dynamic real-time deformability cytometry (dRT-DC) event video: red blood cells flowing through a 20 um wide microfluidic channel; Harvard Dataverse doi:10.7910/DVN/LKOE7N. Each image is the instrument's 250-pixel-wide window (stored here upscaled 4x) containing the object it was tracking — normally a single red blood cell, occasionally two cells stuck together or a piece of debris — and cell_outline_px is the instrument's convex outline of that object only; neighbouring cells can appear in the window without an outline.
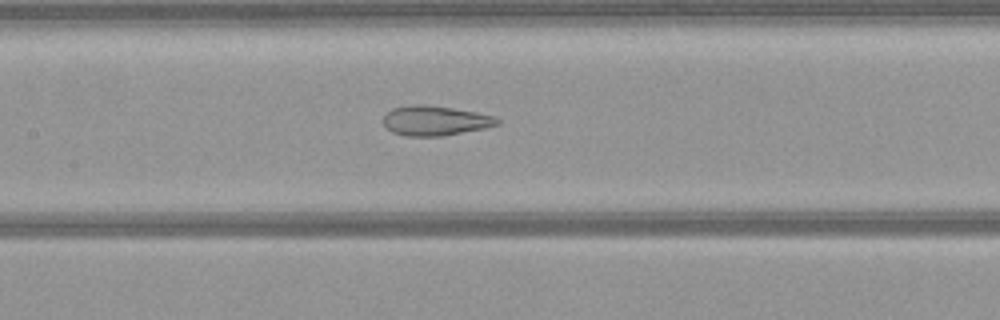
{"species": "common noctule bat (a hibernating species)", "species_latin": "Nyctalus noctula", "temperature_condition": "warm", "stored_images_in_passage": 33, "camera_frame_rate_fps": 3000, "um_per_image_px": 0.085, "animal": {"sex": "female", "body_mass_g": 21.9}, "frame": {"image": 1, "passage_image": 15, "time_ms": 4.667, "image_size_px": [1000, 320], "cell_outline_px": [[500, 124], [484, 128], [440, 136], [404, 136], [392, 132], [384, 124], [384, 112], [392, 108], [412, 104], [424, 104], [452, 108], [476, 112], [492, 116], [500, 120]], "centroid_in_image_um": [36.94, 10.24], "position_along_channel_um": 170.5, "area_um2": 19.71}}
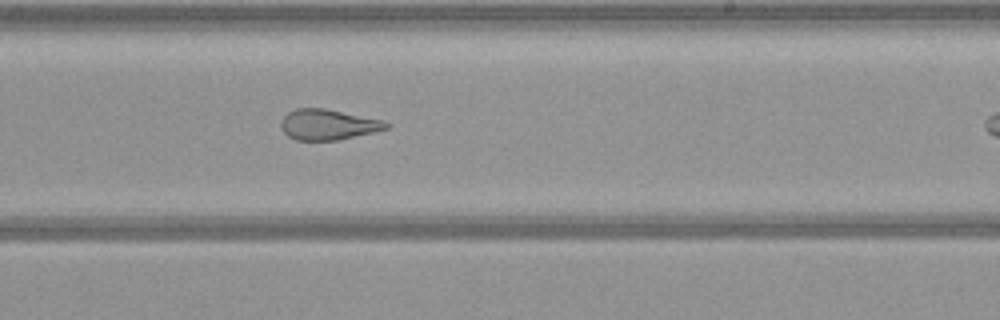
{"frame": {"image": 2, "passage_image": 22, "time_ms": 7.0, "image_size_px": [1000, 320], "cell_outline_px": [[392, 124], [388, 128], [376, 132], [340, 140], [296, 140], [288, 136], [280, 128], [280, 120], [288, 112], [296, 108], [324, 108], [384, 120]], "centroid_in_image_um": [27.9, 10.59], "position_along_channel_um": 261.1, "area_um2": 19.02}}
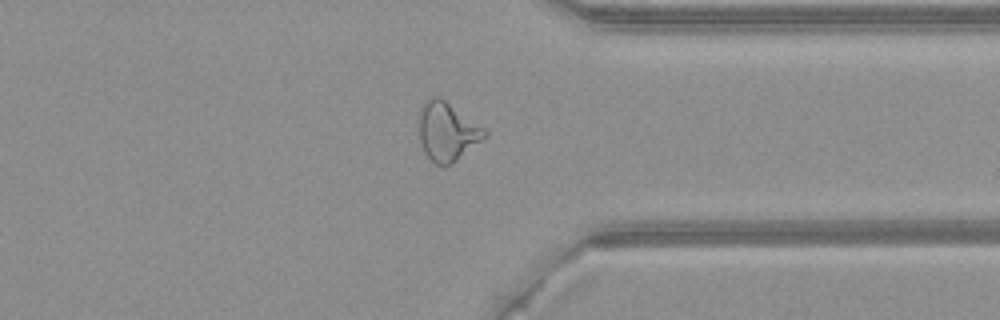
{"frame": {"image": 3, "passage_image": 31, "time_ms": 10.0, "image_size_px": [1000, 320], "cell_outline_px": [[488, 136], [452, 164], [436, 164], [424, 152], [420, 140], [420, 108], [432, 96], [440, 96], [484, 128], [488, 132]], "centroid_in_image_um": [38.04, 11.18], "position_along_channel_um": 373.4, "area_um2": 22.14}}